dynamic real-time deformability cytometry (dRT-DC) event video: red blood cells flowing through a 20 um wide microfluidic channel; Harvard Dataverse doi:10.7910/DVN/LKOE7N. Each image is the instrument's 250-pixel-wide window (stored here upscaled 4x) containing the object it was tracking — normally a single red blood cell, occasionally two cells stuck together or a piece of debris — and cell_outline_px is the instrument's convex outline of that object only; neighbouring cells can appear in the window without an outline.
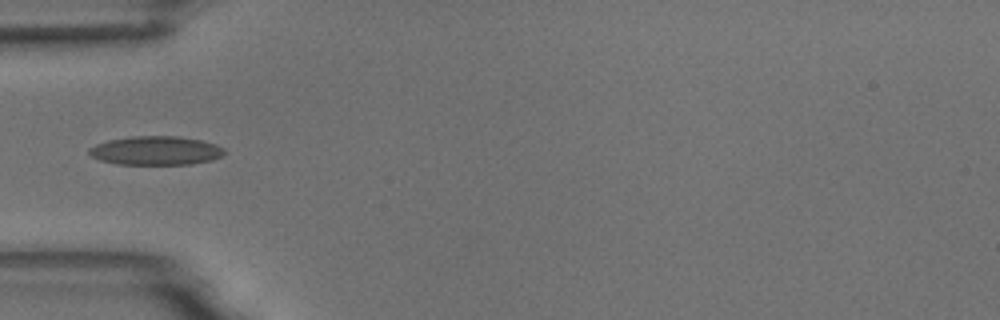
{"species": "common noctule bat (a hibernating species)", "species_latin": "Nyctalus noctula", "temperature_condition": "room temperature", "stored_images_in_passage": 4, "camera_frame_rate_fps": 3000, "um_per_image_px": 0.085, "animal": {"sex": "male", "body_mass_g": 18.8}, "frame": {"image": 1, "passage_image": 4, "time_ms": 3.333, "image_size_px": [1000, 320], "cell_outline_px": [[224, 152], [220, 156], [212, 160], [192, 164], [116, 164], [100, 160], [92, 156], [88, 152], [88, 148], [96, 144], [108, 140], [132, 136], [180, 136], [200, 140], [216, 144], [224, 148]], "centroid_in_image_um": [13.23, 12.8], "position_along_channel_um": 71.8, "area_um2": 22.72}}